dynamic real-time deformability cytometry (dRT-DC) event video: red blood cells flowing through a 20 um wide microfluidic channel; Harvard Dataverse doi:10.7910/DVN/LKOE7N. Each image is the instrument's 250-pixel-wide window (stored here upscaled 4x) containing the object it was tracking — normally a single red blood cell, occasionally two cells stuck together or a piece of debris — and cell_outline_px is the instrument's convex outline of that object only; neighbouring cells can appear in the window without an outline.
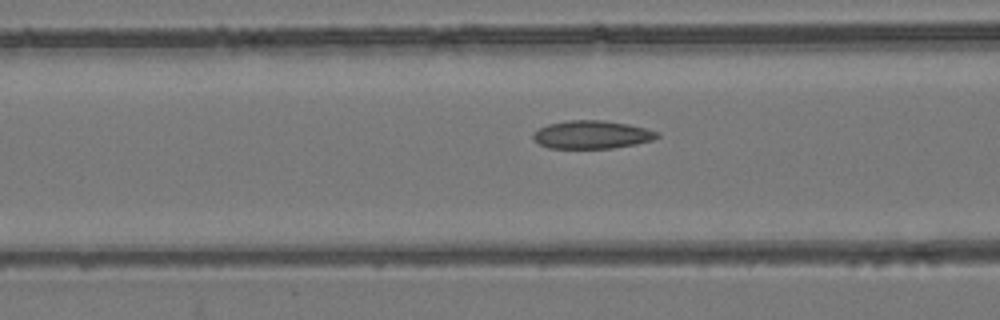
{"species": "common noctule bat (a hibernating species)", "species_latin": "Nyctalus noctula", "temperature_condition": "room temperature", "stored_images_in_passage": 39, "camera_frame_rate_fps": 3000, "um_per_image_px": 0.085, "animal": {"sex": "female", "body_mass_g": 24.6, "forearm_length_mm": 56.2}, "frame": {"image": 1, "passage_image": 17, "time_ms": 5.333, "image_size_px": [1000, 320], "cell_outline_px": [[660, 136], [652, 140], [636, 144], [612, 148], [548, 148], [540, 144], [532, 136], [532, 132], [548, 124], [568, 120], [604, 120], [628, 124], [660, 132]], "centroid_in_image_um": [50.31, 11.44], "position_along_channel_um": 116.3, "area_um2": 20.29}}
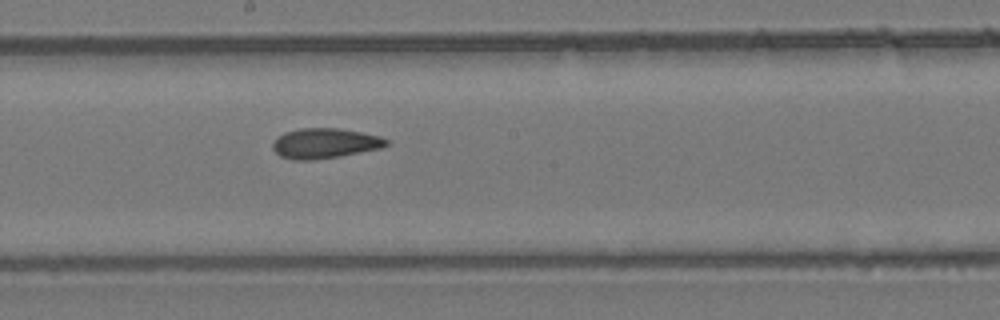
{"frame": {"image": 2, "passage_image": 25, "time_ms": 8.0, "image_size_px": [1000, 320], "cell_outline_px": [[388, 144], [380, 148], [340, 156], [312, 160], [292, 160], [280, 156], [272, 148], [272, 144], [276, 136], [284, 132], [300, 128], [340, 128], [380, 136], [388, 140]], "centroid_in_image_um": [27.56, 12.18], "position_along_channel_um": 220.6, "area_um2": 20.0}}
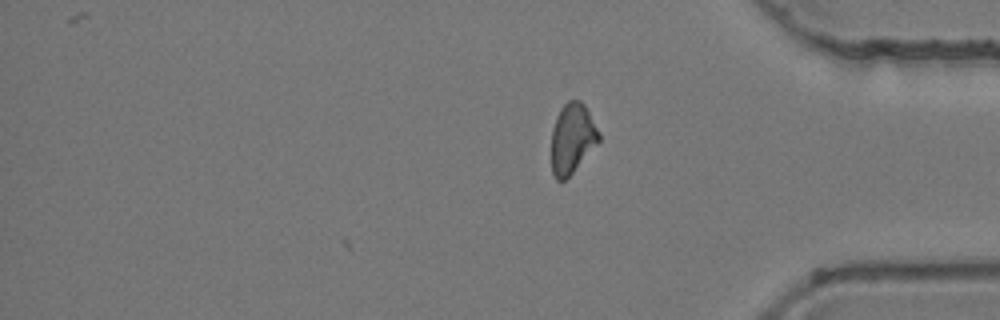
{"frame": {"image": 3, "passage_image": 39, "time_ms": 12.667, "image_size_px": [1000, 320], "cell_outline_px": [[600, 140], [572, 172], [564, 180], [556, 180], [552, 172], [552, 128], [556, 116], [560, 108], [568, 100], [580, 100], [584, 104], [600, 132]], "centroid_in_image_um": [48.63, 11.73], "position_along_channel_um": 386.6, "area_um2": 19.19}, "authors_computed_cell_mechanics": {"area_um2": 20.23, "velocity_mm_per_s": 3.9058, "shape_relaxation_time_tau1_ms": null, "shape_relaxation_time_tau2_ms": 3.5094, "deformation_change_tau1": null, "deformation_change_tau2": 0.1091}}